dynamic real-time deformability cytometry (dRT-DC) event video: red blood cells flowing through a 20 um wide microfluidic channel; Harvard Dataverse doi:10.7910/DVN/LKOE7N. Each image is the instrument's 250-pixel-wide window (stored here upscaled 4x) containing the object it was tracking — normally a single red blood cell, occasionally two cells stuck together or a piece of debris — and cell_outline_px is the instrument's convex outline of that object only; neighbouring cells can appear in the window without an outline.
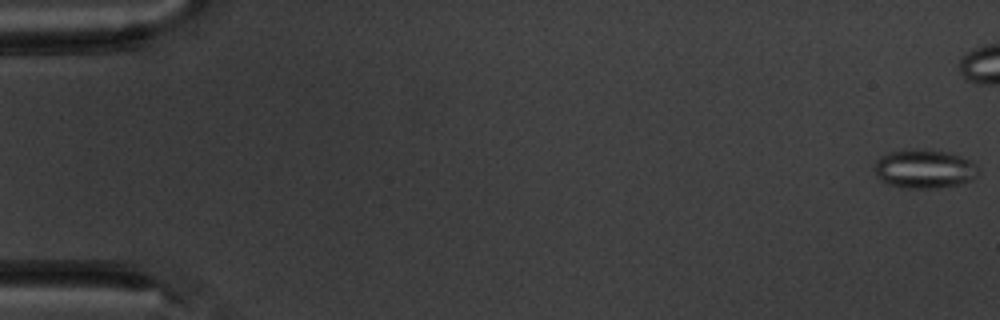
{"species": "common noctule bat (a hibernating species)", "species_latin": "Nyctalus noctula", "temperature_condition": "warm", "stored_images_in_passage": 9, "camera_frame_rate_fps": 3000, "um_per_image_px": 0.085, "animal": {"sex": "male", "body_mass_g": 20.1, "forearm_length_mm": 53.5}, "frame": {"image": 1, "passage_image": 1, "time_ms": 0.0, "image_size_px": [1000, 320], "cell_outline_px": [[980, 172], [972, 180], [964, 184], [936, 188], [904, 188], [888, 184], [876, 172], [876, 160], [880, 156], [892, 152], [916, 148], [948, 152], [972, 160]], "centroid_in_image_um": [78.64, 14.36], "position_along_channel_um": 6.4, "area_um2": 23.47}}